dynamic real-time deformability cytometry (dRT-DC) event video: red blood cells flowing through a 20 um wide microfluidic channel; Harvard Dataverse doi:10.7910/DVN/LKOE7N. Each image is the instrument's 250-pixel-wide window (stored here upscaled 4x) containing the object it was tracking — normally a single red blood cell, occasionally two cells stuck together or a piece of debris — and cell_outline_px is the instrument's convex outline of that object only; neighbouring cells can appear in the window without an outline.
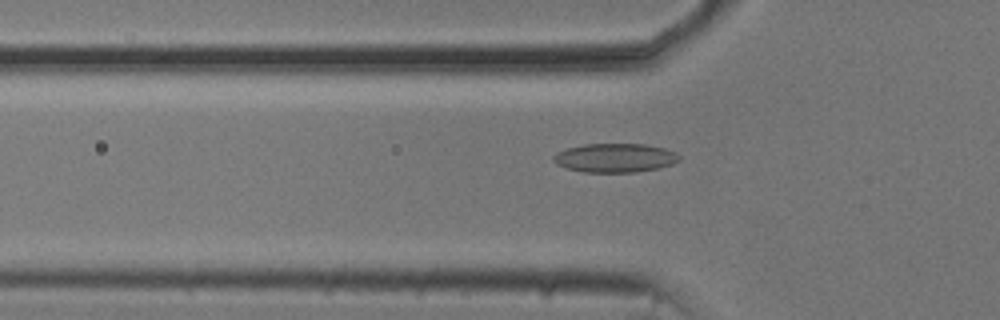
{"species": "common noctule bat (a hibernating species)", "species_latin": "Nyctalus noctula", "temperature_condition": "cold", "stored_images_in_passage": 54, "camera_frame_rate_fps": 3000, "um_per_image_px": 0.085, "animal": {"sex": "male", "body_mass_g": 20.5, "forearm_length_mm": 52.5}, "frame": {"image": 1, "passage_image": 18, "time_ms": 5.667, "image_size_px": [1000, 320], "cell_outline_px": [[680, 160], [672, 164], [660, 168], [636, 172], [584, 172], [568, 168], [556, 164], [552, 160], [552, 156], [556, 152], [568, 148], [584, 144], [644, 144], [664, 148], [676, 152], [680, 156]], "centroid_in_image_um": [52.28, 13.42], "position_along_channel_um": 73.5, "area_um2": 21.27}}
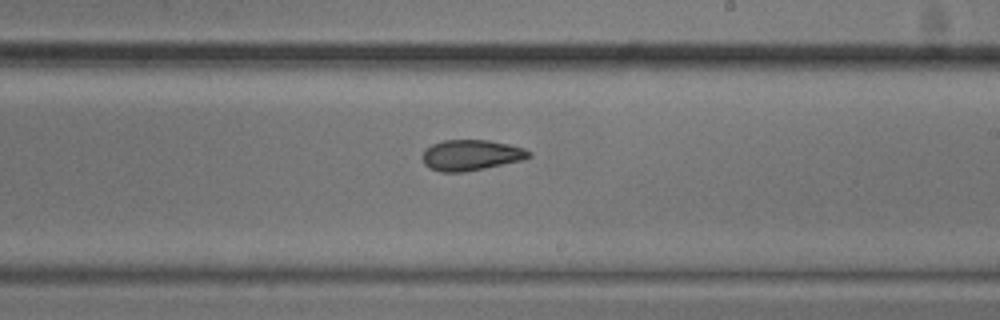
{"frame": {"image": 2, "passage_image": 32, "time_ms": 10.333, "image_size_px": [1000, 320], "cell_outline_px": [[532, 156], [524, 160], [464, 172], [440, 172], [428, 168], [424, 164], [424, 148], [432, 144], [444, 140], [488, 140], [508, 144], [524, 148], [532, 152]], "centroid_in_image_um": [40.06, 13.19], "position_along_channel_um": 248.9, "area_um2": 19.13}}
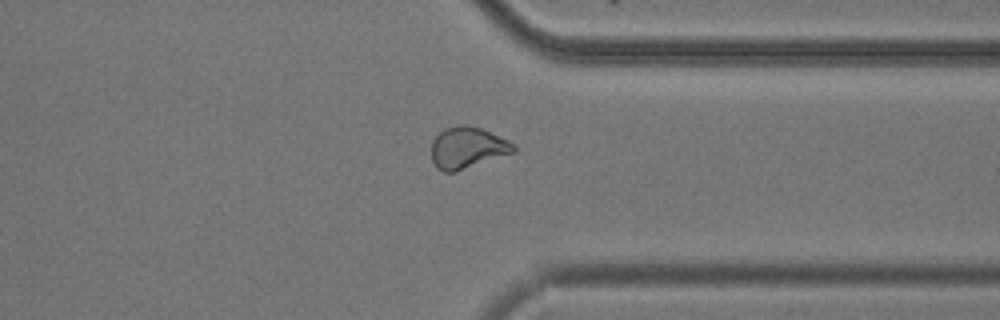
{"frame": {"image": 3, "passage_image": 42, "time_ms": 13.667, "image_size_px": [1000, 320], "cell_outline_px": [[516, 152], [456, 172], [444, 172], [436, 168], [432, 160], [432, 140], [444, 128], [456, 124], [468, 124], [480, 128], [508, 140], [516, 144]], "centroid_in_image_um": [39.74, 12.56], "position_along_channel_um": 371.7, "area_um2": 20.17}, "authors_computed_cell_mechanics": {"area_um2": 20.7213, "velocity_mm_per_s": 3.7379, "shape_relaxation_time_tau1_ms": null, "shape_relaxation_time_tau2_ms": 2.5093, "deformation_change_tau1": null, "deformation_change_tau2": 0.0885}}